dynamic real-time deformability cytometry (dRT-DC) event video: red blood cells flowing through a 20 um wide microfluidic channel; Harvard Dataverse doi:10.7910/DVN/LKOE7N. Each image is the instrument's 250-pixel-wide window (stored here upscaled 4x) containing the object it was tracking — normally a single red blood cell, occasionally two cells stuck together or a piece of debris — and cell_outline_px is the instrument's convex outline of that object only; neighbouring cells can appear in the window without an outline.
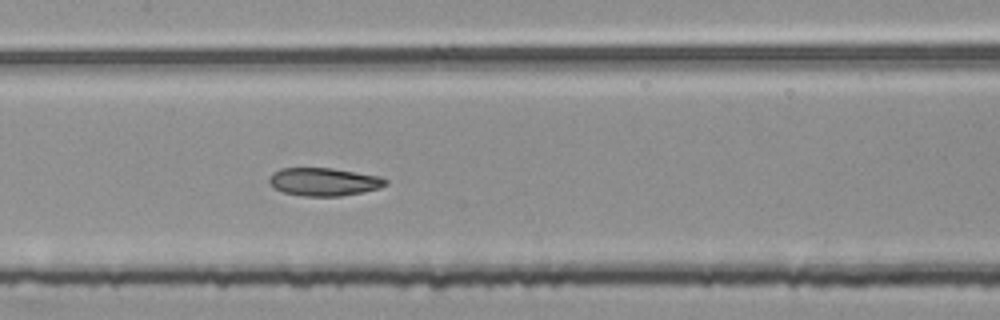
{"species": "common noctule bat (a hibernating species)", "species_latin": "Nyctalus noctula", "temperature_condition": "room temperature", "stored_images_in_passage": 53, "segment_of_instrument_passage": [2, 2], "camera_frame_rate_fps": 3000, "um_per_image_px": 0.085, "animal": {"sex": "female", "body_mass_g": 25.1}, "frame": {"image": 1, "passage_image": 27, "time_ms": 8.667, "image_size_px": [1000, 320], "cell_outline_px": [[388, 184], [380, 188], [364, 192], [340, 196], [304, 196], [284, 192], [276, 188], [268, 180], [272, 172], [280, 168], [332, 168], [380, 176], [388, 180]], "centroid_in_image_um": [27.57, 15.45], "position_along_channel_um": 179.8, "area_um2": 19.02}}
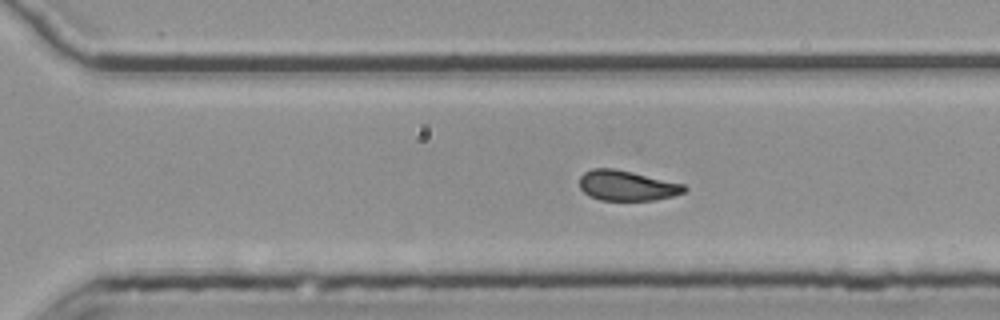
{"frame": {"image": 2, "passage_image": 38, "time_ms": 12.333, "image_size_px": [1000, 320], "cell_outline_px": [[688, 188], [684, 192], [672, 196], [656, 200], [600, 200], [588, 196], [580, 188], [580, 176], [584, 172], [592, 168], [612, 168], [632, 172], [684, 184]], "centroid_in_image_um": [53.27, 15.78], "position_along_channel_um": 317.3, "area_um2": 18.44}}
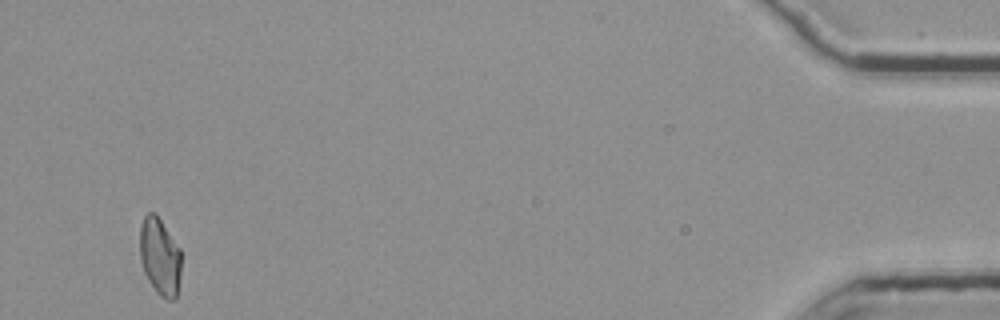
{"frame": {"image": 3, "passage_image": 53, "time_ms": 17.333, "image_size_px": [1000, 320], "cell_outline_px": [[180, 276], [176, 300], [168, 300], [160, 296], [156, 292], [148, 280], [144, 272], [140, 256], [140, 228], [144, 216], [148, 212], [156, 212], [180, 248]], "centroid_in_image_um": [13.59, 21.81], "position_along_channel_um": 421.6, "area_um2": 18.79}}